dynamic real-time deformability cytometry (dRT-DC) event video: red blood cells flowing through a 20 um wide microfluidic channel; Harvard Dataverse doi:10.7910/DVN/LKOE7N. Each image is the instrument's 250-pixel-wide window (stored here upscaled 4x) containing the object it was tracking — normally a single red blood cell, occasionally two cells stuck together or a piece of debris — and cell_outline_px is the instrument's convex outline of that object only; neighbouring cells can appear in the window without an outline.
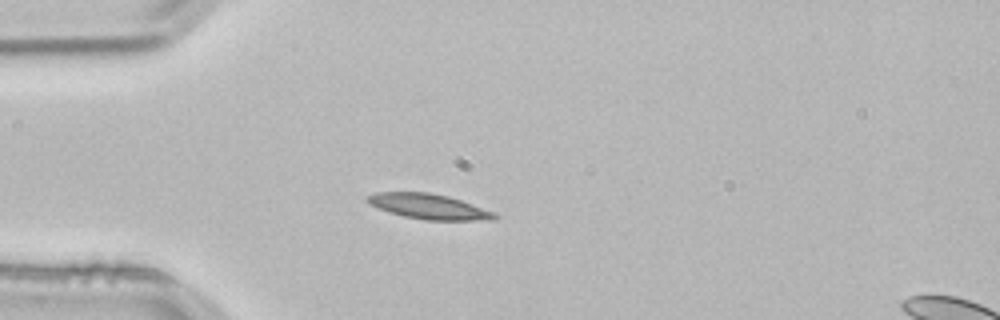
{"species": "common noctule bat (a hibernating species)", "species_latin": "Nyctalus noctula", "temperature_condition": "room temperature", "stored_images_in_passage": 4, "camera_frame_rate_fps": 3000, "um_per_image_px": 0.085, "animal": {"sex": "male", "body_mass_g": 21.5, "forearm_length_mm": 52.0}, "frame": {"image": 1, "passage_image": 4, "time_ms": 1.0, "image_size_px": [1000, 320], "cell_outline_px": [[500, 216], [496, 220], [424, 220], [404, 216], [388, 212], [368, 204], [364, 200], [364, 196], [376, 192], [428, 192], [448, 196], [496, 212]], "centroid_in_image_um": [36.43, 17.55], "position_along_channel_um": 48.6, "area_um2": 18.96}}